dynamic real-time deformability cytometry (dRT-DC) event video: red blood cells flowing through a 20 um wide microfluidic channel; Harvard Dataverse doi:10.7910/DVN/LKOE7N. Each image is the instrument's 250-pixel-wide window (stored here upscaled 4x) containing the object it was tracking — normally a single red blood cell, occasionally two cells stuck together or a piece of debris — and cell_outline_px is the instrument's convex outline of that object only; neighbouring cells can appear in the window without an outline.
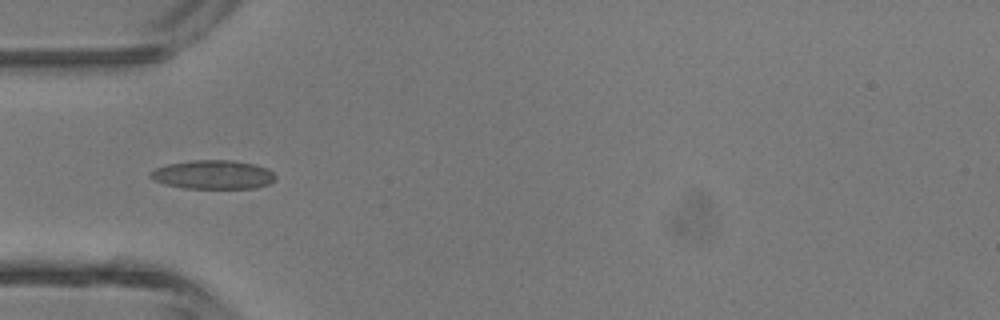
{"species": "common noctule bat (a hibernating species)", "species_latin": "Nyctalus noctula", "temperature_condition": "room temperature", "stored_images_in_passage": 33, "camera_frame_rate_fps": 3000, "um_per_image_px": 0.085, "animal": {"sex": "male", "body_mass_g": 13.3}, "frame": {"image": 1, "passage_image": 2, "time_ms": 0.333, "image_size_px": [1000, 320], "cell_outline_px": [[276, 176], [268, 184], [256, 188], [184, 188], [164, 184], [148, 176], [156, 168], [168, 164], [192, 160], [232, 160], [252, 164], [268, 168]], "centroid_in_image_um": [18.11, 14.84], "position_along_channel_um": 66.9, "area_um2": 20.81}}
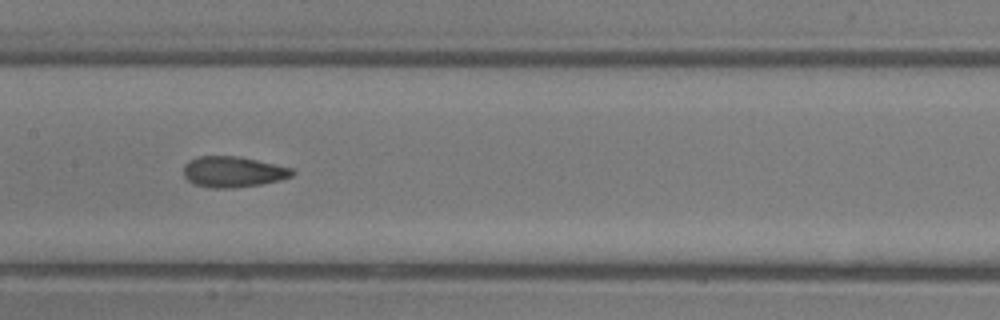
{"frame": {"image": 2, "passage_image": 10, "time_ms": 3.0, "image_size_px": [1000, 320], "cell_outline_px": [[296, 172], [292, 176], [280, 180], [260, 184], [236, 188], [212, 188], [196, 184], [188, 180], [184, 176], [184, 164], [188, 160], [200, 156], [240, 156], [292, 168]], "centroid_in_image_um": [19.82, 14.6], "position_along_channel_um": 187.6, "area_um2": 19.54}}
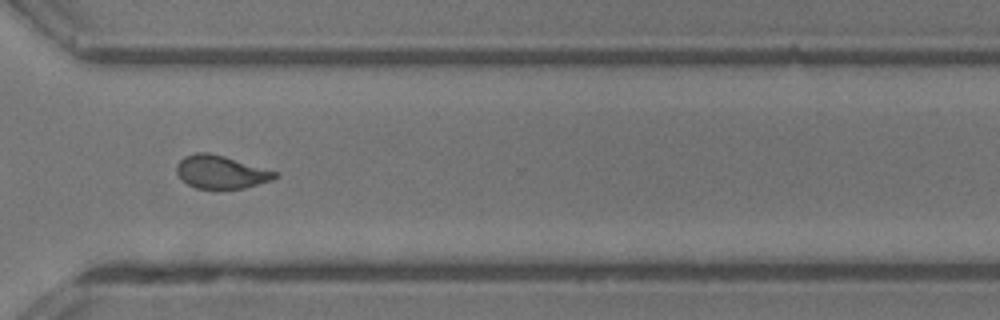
{"frame": {"image": 3, "passage_image": 21, "time_ms": 6.667, "image_size_px": [1000, 320], "cell_outline_px": [[276, 176], [272, 180], [244, 188], [196, 188], [188, 184], [176, 172], [176, 164], [184, 156], [196, 152], [208, 152], [224, 156], [276, 172]], "centroid_in_image_um": [18.73, 14.61], "position_along_channel_um": 351.9, "area_um2": 18.55}, "authors_computed_cell_mechanics": {"area_um2": 19.2474, "velocity_mm_per_s": 4.4883, "shape_relaxation_time_tau1_ms": 5.3503, "shape_relaxation_time_tau2_ms": 1.3549, "deformation_change_tau1": 0.1461, "deformation_change_tau2": 0.0777}}